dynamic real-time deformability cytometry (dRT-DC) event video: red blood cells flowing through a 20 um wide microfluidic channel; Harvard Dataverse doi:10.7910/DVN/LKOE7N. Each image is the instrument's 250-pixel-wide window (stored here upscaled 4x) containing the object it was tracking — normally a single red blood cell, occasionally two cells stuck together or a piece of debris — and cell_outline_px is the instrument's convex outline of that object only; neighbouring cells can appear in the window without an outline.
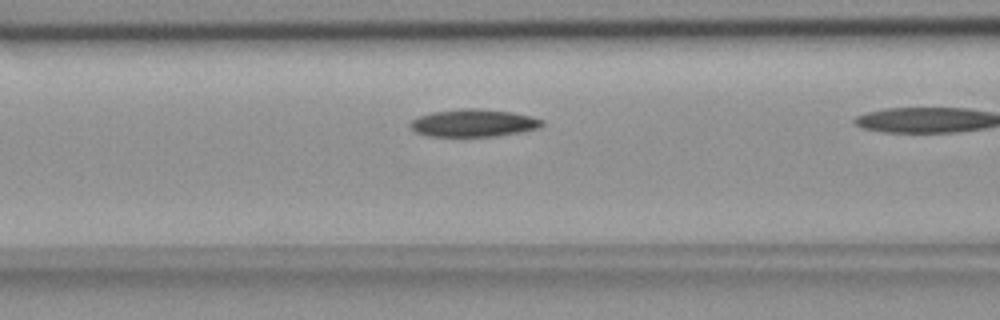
{"species": "common noctule bat (a hibernating species)", "species_latin": "Nyctalus noctula", "temperature_condition": "room temperature", "stored_images_in_passage": 20, "camera_frame_rate_fps": 3000, "um_per_image_px": 0.085, "animal": {"sex": "female", "body_mass_g": 18.4}, "frame": {"image": 1, "passage_image": 9, "time_ms": 2.667, "image_size_px": [1000, 320], "cell_outline_px": [[544, 124], [540, 128], [520, 132], [496, 136], [428, 136], [416, 132], [408, 124], [416, 116], [432, 112], [460, 108], [480, 108], [512, 112], [532, 116], [544, 120]], "centroid_in_image_um": [40.26, 10.44], "position_along_channel_um": 126.3, "area_um2": 21.39}}
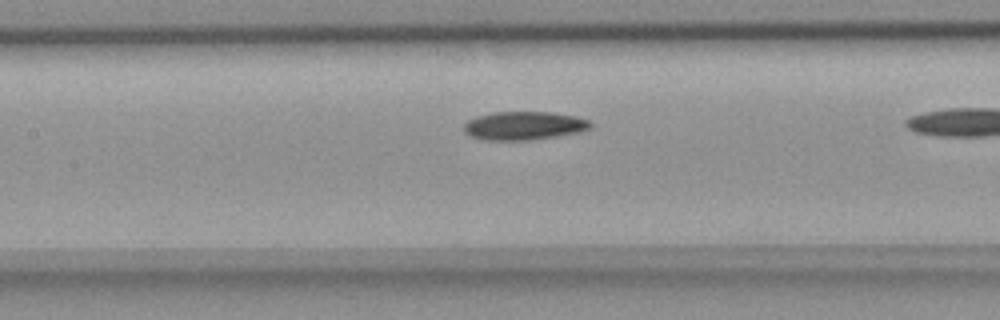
{"frame": {"image": 2, "passage_image": 12, "time_ms": 3.667, "image_size_px": [1000, 320], "cell_outline_px": [[592, 128], [576, 132], [528, 140], [484, 140], [472, 136], [464, 132], [464, 124], [468, 120], [476, 116], [492, 112], [552, 112], [576, 116], [588, 120], [592, 124]], "centroid_in_image_um": [44.51, 10.67], "position_along_channel_um": 162.9, "area_um2": 20.81}}
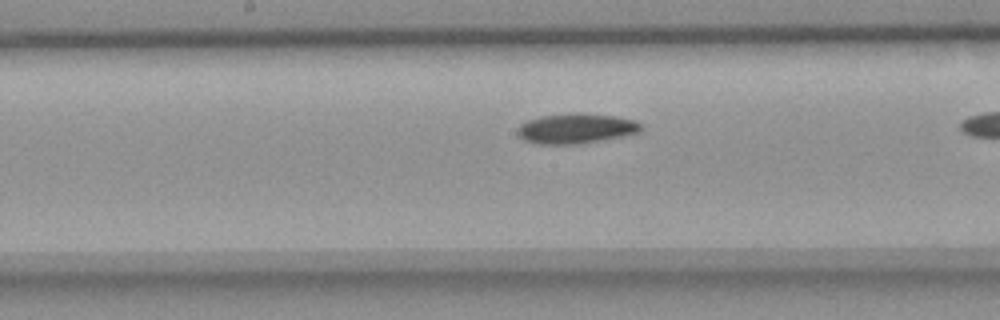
{"frame": {"image": 3, "passage_image": 15, "time_ms": 4.667, "image_size_px": [1000, 320], "cell_outline_px": [[644, 128], [640, 132], [624, 136], [580, 144], [540, 144], [524, 140], [516, 132], [516, 128], [520, 124], [528, 120], [540, 116], [572, 112], [584, 112], [616, 116], [636, 120], [644, 124]], "centroid_in_image_um": [49.01, 10.9], "position_along_channel_um": 199.2, "area_um2": 22.2}}